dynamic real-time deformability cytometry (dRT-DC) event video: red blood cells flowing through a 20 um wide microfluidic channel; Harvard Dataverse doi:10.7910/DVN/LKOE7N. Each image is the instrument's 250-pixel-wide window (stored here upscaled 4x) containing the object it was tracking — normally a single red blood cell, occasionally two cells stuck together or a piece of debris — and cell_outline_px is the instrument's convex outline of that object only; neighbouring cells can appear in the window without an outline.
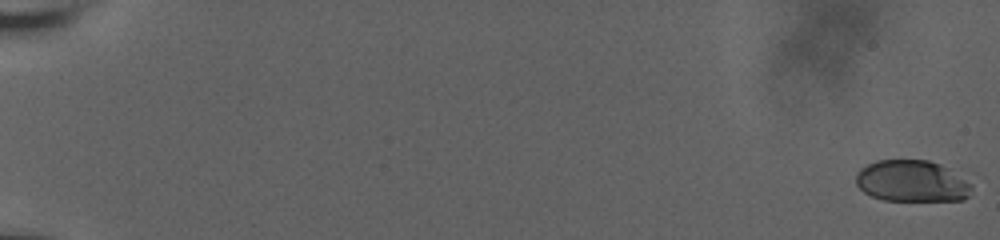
{"species": "human", "species_latin": "Homo sapiens", "temperature_condition": "room temperature", "stored_images_in_passage": 60, "camera_frame_rate_fps": 3000, "um_per_image_px": 0.085, "donor": {"sex": "male"}, "frame": {"image": 1, "passage_image": 1, "time_ms": 0.0, "image_size_px": [1000, 240], "cell_outline_px": [[972, 188], [968, 196], [964, 200], [884, 200], [872, 196], [864, 192], [856, 184], [856, 172], [860, 168], [876, 160], [928, 160], [940, 164], [972, 184]], "centroid_in_image_um": [77.48, 15.39], "position_along_channel_um": 7.5, "area_um2": 27.86}}
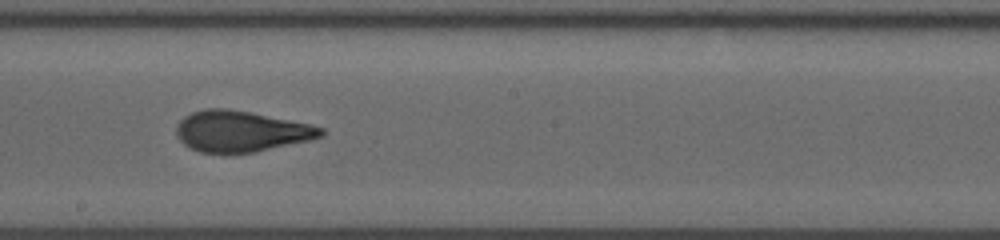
{"frame": {"image": 2, "passage_image": 37, "time_ms": 12.0, "image_size_px": [1000, 240], "cell_outline_px": [[324, 136], [308, 140], [256, 152], [200, 152], [184, 144], [176, 136], [176, 124], [184, 116], [192, 112], [204, 108], [228, 108], [252, 112], [312, 124], [324, 128]], "centroid_in_image_um": [20.48, 11.14], "position_along_channel_um": 227.7, "area_um2": 34.56}}
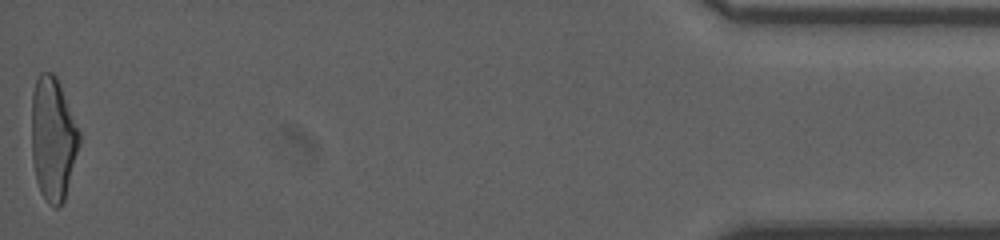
{"frame": {"image": 3, "passage_image": 60, "time_ms": 19.667, "image_size_px": [1000, 240], "cell_outline_px": [[80, 144], [64, 200], [60, 208], [56, 208], [48, 204], [40, 192], [36, 180], [32, 160], [32, 92], [36, 80], [40, 72], [52, 72], [56, 76], [80, 132]], "centroid_in_image_um": [4.5, 11.82], "position_along_channel_um": 430.7, "area_um2": 34.33}, "authors_computed_cell_mechanics": {"area_um2": 33.3217, "velocity_mm_per_s": 3.7575, "shape_relaxation_time_tau1_ms": 6.4002, "shape_relaxation_time_tau2_ms": 0.9829, "deformation_change_tau1": 0.235, "deformation_change_tau2": 0.0882}}